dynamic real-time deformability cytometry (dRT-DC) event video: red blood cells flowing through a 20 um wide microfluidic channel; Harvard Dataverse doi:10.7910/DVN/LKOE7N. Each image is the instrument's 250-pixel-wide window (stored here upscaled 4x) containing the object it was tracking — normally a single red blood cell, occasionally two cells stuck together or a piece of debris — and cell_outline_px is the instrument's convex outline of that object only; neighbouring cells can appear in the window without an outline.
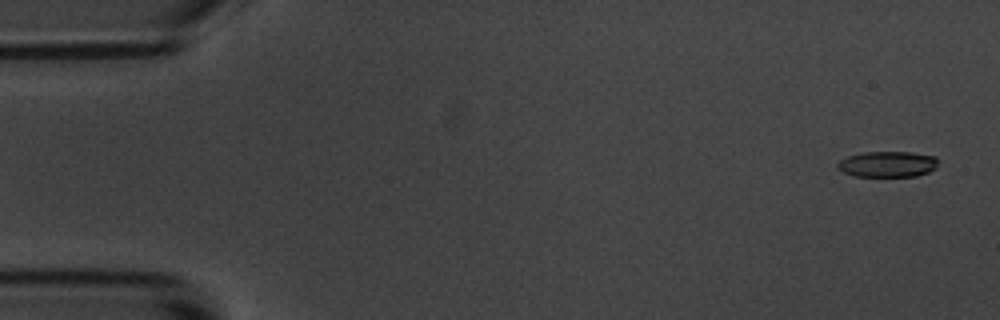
{"species": "common noctule bat (a hibernating species)", "species_latin": "Nyctalus noctula", "temperature_condition": "room temperature", "stored_images_in_passage": 5, "camera_frame_rate_fps": 3000, "um_per_image_px": 0.085, "animal": {"sex": "male", "body_mass_g": 20.1, "forearm_length_mm": 53.5}, "frame": {"image": 1, "passage_image": 1, "time_ms": 0.0, "image_size_px": [1000, 320], "cell_outline_px": [[940, 160], [936, 168], [928, 172], [916, 176], [852, 176], [836, 168], [836, 164], [840, 160], [848, 156], [864, 152], [912, 152], [936, 156]], "centroid_in_image_um": [75.47, 13.95], "position_along_channel_um": 9.5, "area_um2": 15.32}}